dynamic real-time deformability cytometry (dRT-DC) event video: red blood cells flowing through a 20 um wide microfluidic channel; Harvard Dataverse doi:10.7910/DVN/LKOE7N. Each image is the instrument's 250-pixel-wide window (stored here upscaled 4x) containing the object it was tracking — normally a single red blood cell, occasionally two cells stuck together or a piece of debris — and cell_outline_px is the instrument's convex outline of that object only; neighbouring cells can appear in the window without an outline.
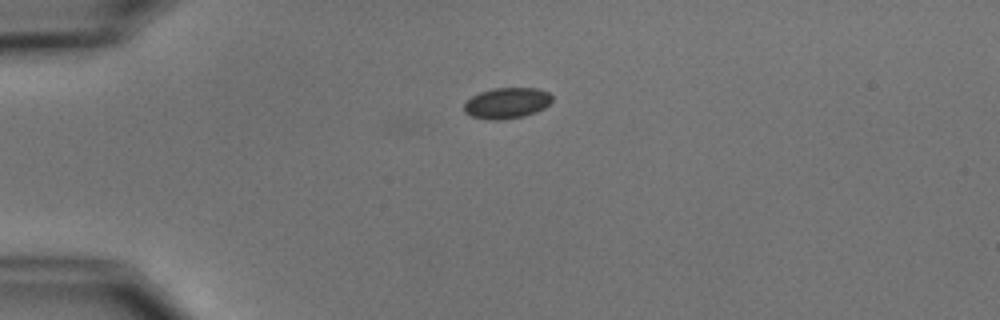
{"species": "common noctule bat (a hibernating species)", "species_latin": "Nyctalus noctula", "temperature_condition": "cold", "stored_images_in_passage": 3, "camera_frame_rate_fps": 3000, "um_per_image_px": 0.085, "animal": {"sex": "male", "body_mass_g": 15.6}, "frame": {"image": 1, "passage_image": 1, "time_ms": 0.0, "image_size_px": [1000, 320], "cell_outline_px": [[552, 100], [544, 108], [536, 112], [524, 116], [496, 120], [492, 120], [472, 116], [464, 112], [464, 104], [472, 96], [480, 92], [492, 88], [536, 88], [548, 92], [552, 96]], "centroid_in_image_um": [43.08, 8.75], "position_along_channel_um": 41.9, "area_um2": 15.72}}